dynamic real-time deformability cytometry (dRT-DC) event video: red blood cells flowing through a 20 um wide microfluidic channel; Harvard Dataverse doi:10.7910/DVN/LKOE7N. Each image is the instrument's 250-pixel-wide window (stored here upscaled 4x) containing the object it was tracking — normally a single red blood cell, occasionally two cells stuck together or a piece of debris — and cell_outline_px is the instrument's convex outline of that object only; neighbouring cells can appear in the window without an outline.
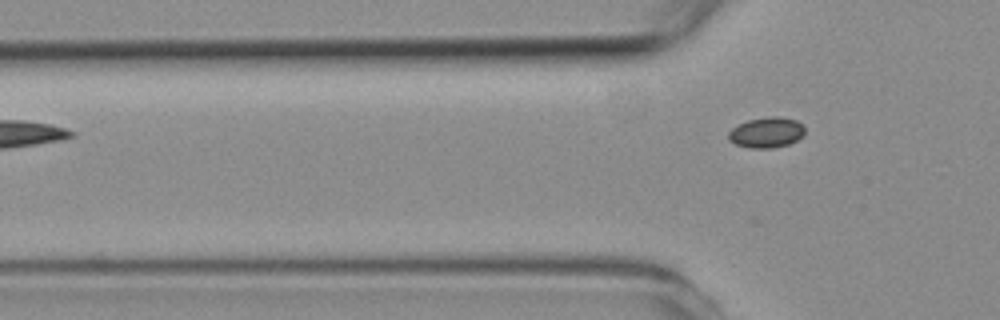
{"species": "common noctule bat (a hibernating species)", "species_latin": "Nyctalus noctula", "temperature_condition": "room temperature", "stored_images_in_passage": 6, "camera_frame_rate_fps": 3000, "um_per_image_px": 0.085, "animal": {"sex": "female", "body_mass_g": 19.3, "forearm_length_mm": 54.1}, "frame": {"image": 1, "passage_image": 6, "time_ms": 6.333, "image_size_px": [1000, 320], "cell_outline_px": [[804, 136], [788, 144], [772, 148], [748, 148], [736, 144], [728, 140], [728, 132], [732, 128], [748, 120], [768, 116], [776, 116], [796, 120], [804, 124]], "centroid_in_image_um": [65.16, 11.26], "position_along_channel_um": 60.6, "area_um2": 13.64}}